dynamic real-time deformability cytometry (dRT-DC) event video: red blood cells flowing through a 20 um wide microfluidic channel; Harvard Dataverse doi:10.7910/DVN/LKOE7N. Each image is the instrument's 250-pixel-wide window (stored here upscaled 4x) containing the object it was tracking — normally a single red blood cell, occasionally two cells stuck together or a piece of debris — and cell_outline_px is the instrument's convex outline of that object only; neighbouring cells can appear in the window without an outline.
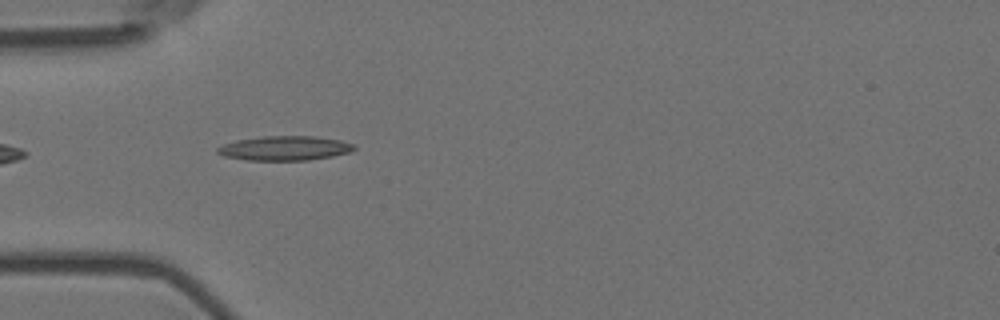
{"species": "Egyptian fruit bat (a non-hibernating species)", "species_latin": "Rousettus aegyptiacus", "temperature_condition": "room temperature", "stored_images_in_passage": 5, "camera_frame_rate_fps": 3000, "um_per_image_px": 0.085, "animal": {"sex": "female"}, "frame": {"image": 1, "passage_image": 4, "time_ms": 1.0, "image_size_px": [1000, 320], "cell_outline_px": [[356, 148], [348, 152], [332, 156], [308, 160], [248, 160], [224, 156], [216, 152], [216, 148], [224, 144], [236, 140], [264, 136], [312, 136], [340, 140], [352, 144]], "centroid_in_image_um": [24.16, 12.59], "position_along_channel_um": 60.8, "area_um2": 19.25}}
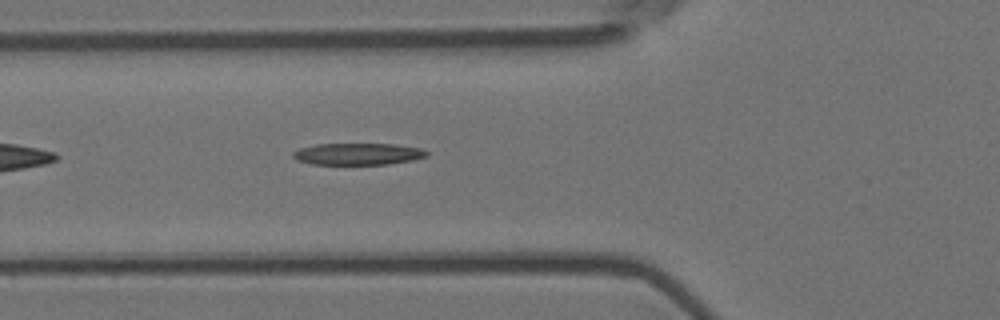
{"frame": {"image": 2, "passage_image": 5, "time_ms": 1.333, "image_size_px": [1000, 320], "cell_outline_px": [[428, 156], [412, 160], [388, 164], [312, 164], [296, 160], [292, 156], [292, 152], [300, 148], [316, 144], [396, 144], [420, 148], [428, 152]], "centroid_in_image_um": [30.41, 13.08], "position_along_channel_um": 95.4, "area_um2": 16.94}}